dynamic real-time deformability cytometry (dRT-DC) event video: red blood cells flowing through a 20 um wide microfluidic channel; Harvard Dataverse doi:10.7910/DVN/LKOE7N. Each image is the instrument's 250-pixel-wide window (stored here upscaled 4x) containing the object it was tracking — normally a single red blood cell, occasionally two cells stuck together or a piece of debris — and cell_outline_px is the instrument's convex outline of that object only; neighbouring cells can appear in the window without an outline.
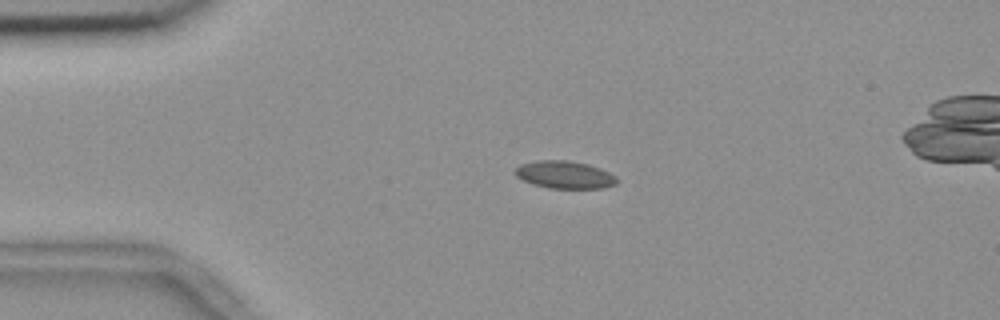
{"species": "common noctule bat (a hibernating species)", "species_latin": "Nyctalus noctula", "temperature_condition": "room temperature", "stored_images_in_passage": 45, "camera_frame_rate_fps": 3000, "um_per_image_px": 0.085, "animal": {"sex": "female", "body_mass_g": 18.4}, "frame": {"image": 1, "passage_image": 1, "time_ms": 0.0, "image_size_px": [1000, 320], "cell_outline_px": [[616, 184], [604, 188], [548, 188], [532, 184], [516, 176], [516, 168], [520, 164], [536, 160], [564, 160], [588, 164], [600, 168], [616, 176]], "centroid_in_image_um": [47.99, 14.85], "position_along_channel_um": 37.0, "area_um2": 16.24}}
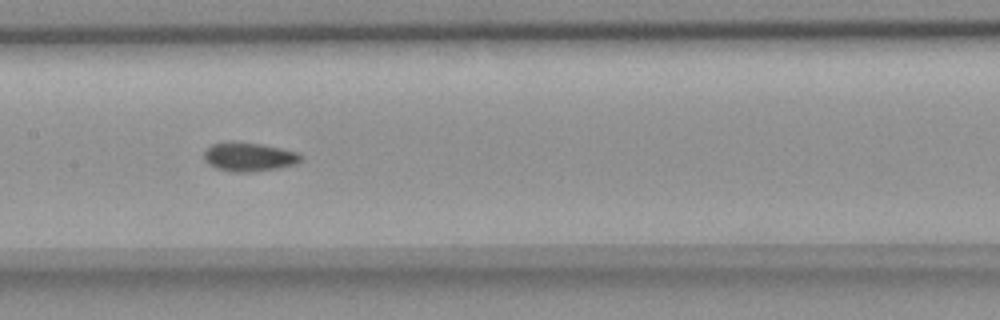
{"frame": {"image": 2, "passage_image": 16, "time_ms": 5.0, "image_size_px": [1000, 320], "cell_outline_px": [[300, 160], [296, 164], [276, 168], [252, 172], [232, 172], [216, 168], [208, 164], [204, 160], [204, 152], [212, 144], [236, 140], [260, 144], [280, 148], [296, 152], [300, 156]], "centroid_in_image_um": [21.1, 13.33], "position_along_channel_um": 186.3, "area_um2": 16.24}}
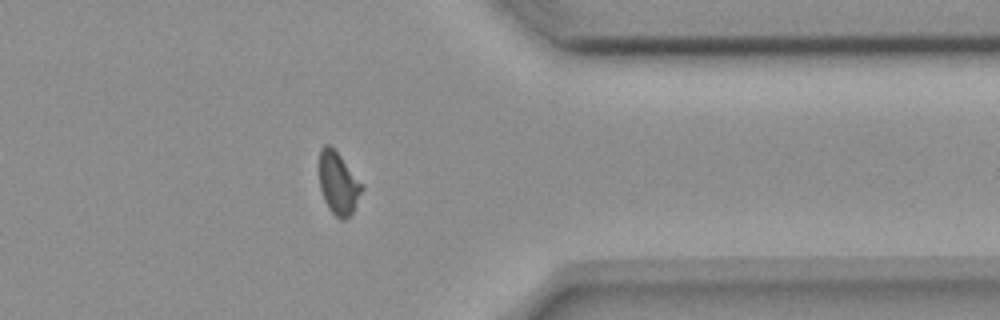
{"frame": {"image": 3, "passage_image": 33, "time_ms": 10.667, "image_size_px": [1000, 320], "cell_outline_px": [[364, 188], [352, 212], [344, 220], [340, 220], [328, 208], [324, 200], [320, 188], [320, 148], [324, 144], [328, 144], [340, 156], [364, 184]], "centroid_in_image_um": [28.77, 15.59], "position_along_channel_um": 382.6, "area_um2": 15.37}, "authors_computed_cell_mechanics": {"area_um2": 15.7216, "velocity_mm_per_s": 3.6646, "shape_relaxation_time_tau1_ms": null, "shape_relaxation_time_tau2_ms": 1.6992, "deformation_change_tau1": null, "deformation_change_tau2": 0.0701}}